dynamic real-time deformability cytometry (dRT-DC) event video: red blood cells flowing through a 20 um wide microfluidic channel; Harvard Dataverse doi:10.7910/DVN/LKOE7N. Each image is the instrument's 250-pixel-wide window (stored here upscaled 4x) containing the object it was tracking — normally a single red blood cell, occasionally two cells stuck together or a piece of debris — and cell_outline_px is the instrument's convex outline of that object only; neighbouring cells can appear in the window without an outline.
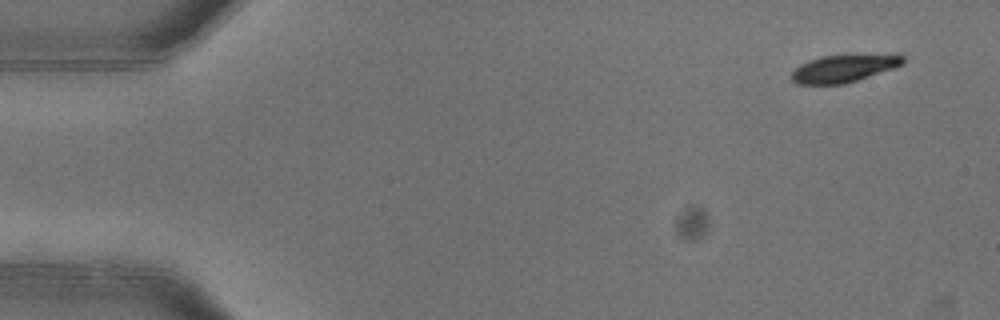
{"species": "common noctule bat (a hibernating species)", "species_latin": "Nyctalus noctula", "temperature_condition": "warm", "stored_images_in_passage": 6, "camera_frame_rate_fps": 3000, "um_per_image_px": 0.085, "animal": {"sex": "female"}, "frame": {"image": 1, "passage_image": 1, "time_ms": 0.0, "image_size_px": [1000, 320], "cell_outline_px": [[904, 64], [896, 68], [844, 84], [796, 84], [792, 80], [792, 72], [800, 64], [808, 60], [820, 56], [848, 52], [900, 52], [904, 56]], "centroid_in_image_um": [71.87, 5.72], "position_along_channel_um": 13.1, "area_um2": 19.31}}
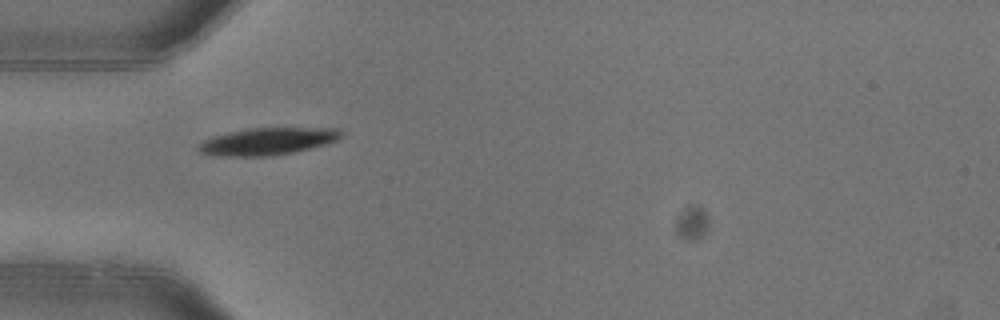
{"frame": {"image": 2, "passage_image": 4, "time_ms": 1.0, "image_size_px": [1000, 320], "cell_outline_px": [[344, 136], [328, 144], [292, 152], [272, 156], [216, 156], [200, 152], [196, 148], [204, 140], [212, 136], [228, 132], [248, 128], [340, 128], [344, 132]], "centroid_in_image_um": [22.77, 12.01], "position_along_channel_um": 62.2, "area_um2": 22.77}}